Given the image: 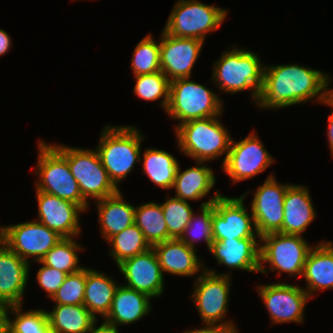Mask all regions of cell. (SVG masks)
Instances as JSON below:
<instances>
[{
	"instance_id": "ba28073f",
	"label": "cell",
	"mask_w": 333,
	"mask_h": 333,
	"mask_svg": "<svg viewBox=\"0 0 333 333\" xmlns=\"http://www.w3.org/2000/svg\"><path fill=\"white\" fill-rule=\"evenodd\" d=\"M314 245L304 235L268 233L260 237V274L302 277L307 255ZM268 266V268H266Z\"/></svg>"
},
{
	"instance_id": "d4e9b609",
	"label": "cell",
	"mask_w": 333,
	"mask_h": 333,
	"mask_svg": "<svg viewBox=\"0 0 333 333\" xmlns=\"http://www.w3.org/2000/svg\"><path fill=\"white\" fill-rule=\"evenodd\" d=\"M117 193L93 202L97 210L99 232L103 241L122 232L134 224L135 207L124 198V193Z\"/></svg>"
},
{
	"instance_id": "603a6c76",
	"label": "cell",
	"mask_w": 333,
	"mask_h": 333,
	"mask_svg": "<svg viewBox=\"0 0 333 333\" xmlns=\"http://www.w3.org/2000/svg\"><path fill=\"white\" fill-rule=\"evenodd\" d=\"M152 298L148 295L119 284L104 323L119 329V326L132 325L151 314Z\"/></svg>"
},
{
	"instance_id": "484cf974",
	"label": "cell",
	"mask_w": 333,
	"mask_h": 333,
	"mask_svg": "<svg viewBox=\"0 0 333 333\" xmlns=\"http://www.w3.org/2000/svg\"><path fill=\"white\" fill-rule=\"evenodd\" d=\"M209 162L196 161L195 165L184 170L179 167L172 189L174 197L192 203L207 198L216 185V174Z\"/></svg>"
},
{
	"instance_id": "74e56055",
	"label": "cell",
	"mask_w": 333,
	"mask_h": 333,
	"mask_svg": "<svg viewBox=\"0 0 333 333\" xmlns=\"http://www.w3.org/2000/svg\"><path fill=\"white\" fill-rule=\"evenodd\" d=\"M86 282V266L68 274L62 285L50 299L54 305H83Z\"/></svg>"
},
{
	"instance_id": "4fadbf2b",
	"label": "cell",
	"mask_w": 333,
	"mask_h": 333,
	"mask_svg": "<svg viewBox=\"0 0 333 333\" xmlns=\"http://www.w3.org/2000/svg\"><path fill=\"white\" fill-rule=\"evenodd\" d=\"M63 237L37 220L1 225V241L31 265L41 261L45 254ZM32 262V263H31Z\"/></svg>"
},
{
	"instance_id": "277c9868",
	"label": "cell",
	"mask_w": 333,
	"mask_h": 333,
	"mask_svg": "<svg viewBox=\"0 0 333 333\" xmlns=\"http://www.w3.org/2000/svg\"><path fill=\"white\" fill-rule=\"evenodd\" d=\"M222 115L194 119L178 125L174 130L177 150L194 162L222 159L224 164L232 135L220 119Z\"/></svg>"
},
{
	"instance_id": "30bf717a",
	"label": "cell",
	"mask_w": 333,
	"mask_h": 333,
	"mask_svg": "<svg viewBox=\"0 0 333 333\" xmlns=\"http://www.w3.org/2000/svg\"><path fill=\"white\" fill-rule=\"evenodd\" d=\"M193 280V291L189 298L202 319V325L238 327L233 319L227 317L232 277L204 270Z\"/></svg>"
},
{
	"instance_id": "7402d4cb",
	"label": "cell",
	"mask_w": 333,
	"mask_h": 333,
	"mask_svg": "<svg viewBox=\"0 0 333 333\" xmlns=\"http://www.w3.org/2000/svg\"><path fill=\"white\" fill-rule=\"evenodd\" d=\"M301 279L306 286H301L315 298L324 290L333 289V241L321 240L309 251Z\"/></svg>"
},
{
	"instance_id": "ee69618b",
	"label": "cell",
	"mask_w": 333,
	"mask_h": 333,
	"mask_svg": "<svg viewBox=\"0 0 333 333\" xmlns=\"http://www.w3.org/2000/svg\"><path fill=\"white\" fill-rule=\"evenodd\" d=\"M99 322H97L93 328L90 330L89 333H119V329L110 326L106 323H104L103 321L101 322V324L98 326Z\"/></svg>"
},
{
	"instance_id": "7c38bea8",
	"label": "cell",
	"mask_w": 333,
	"mask_h": 333,
	"mask_svg": "<svg viewBox=\"0 0 333 333\" xmlns=\"http://www.w3.org/2000/svg\"><path fill=\"white\" fill-rule=\"evenodd\" d=\"M279 282V283H278ZM258 284L256 292L263 302L271 325L304 324V311L311 300L309 294L299 285L280 282Z\"/></svg>"
},
{
	"instance_id": "4316f807",
	"label": "cell",
	"mask_w": 333,
	"mask_h": 333,
	"mask_svg": "<svg viewBox=\"0 0 333 333\" xmlns=\"http://www.w3.org/2000/svg\"><path fill=\"white\" fill-rule=\"evenodd\" d=\"M114 276L94 268L86 267V282L83 305L97 319H103L109 312L116 289L120 282Z\"/></svg>"
},
{
	"instance_id": "f546056e",
	"label": "cell",
	"mask_w": 333,
	"mask_h": 333,
	"mask_svg": "<svg viewBox=\"0 0 333 333\" xmlns=\"http://www.w3.org/2000/svg\"><path fill=\"white\" fill-rule=\"evenodd\" d=\"M221 195L222 192H220L219 189L215 190L213 197H209L208 201L205 199L204 202L198 206L199 212L196 210L193 213L190 222L179 238L189 247L198 250L196 245L202 241L206 244L207 250H210L211 244L214 241L212 233V219L215 211L214 201Z\"/></svg>"
},
{
	"instance_id": "8d00e7d4",
	"label": "cell",
	"mask_w": 333,
	"mask_h": 333,
	"mask_svg": "<svg viewBox=\"0 0 333 333\" xmlns=\"http://www.w3.org/2000/svg\"><path fill=\"white\" fill-rule=\"evenodd\" d=\"M167 223L168 240L180 238L184 229L190 222L194 211L190 202L183 201L174 196H165V202L160 203Z\"/></svg>"
},
{
	"instance_id": "60d3db41",
	"label": "cell",
	"mask_w": 333,
	"mask_h": 333,
	"mask_svg": "<svg viewBox=\"0 0 333 333\" xmlns=\"http://www.w3.org/2000/svg\"><path fill=\"white\" fill-rule=\"evenodd\" d=\"M323 105L330 106L332 108L330 115L327 117V141L330 150V157L333 158V98L329 96L323 103Z\"/></svg>"
},
{
	"instance_id": "836d02e7",
	"label": "cell",
	"mask_w": 333,
	"mask_h": 333,
	"mask_svg": "<svg viewBox=\"0 0 333 333\" xmlns=\"http://www.w3.org/2000/svg\"><path fill=\"white\" fill-rule=\"evenodd\" d=\"M135 85L133 94L142 101L156 102L165 113L169 104L170 80L162 72L133 76Z\"/></svg>"
},
{
	"instance_id": "d590c367",
	"label": "cell",
	"mask_w": 333,
	"mask_h": 333,
	"mask_svg": "<svg viewBox=\"0 0 333 333\" xmlns=\"http://www.w3.org/2000/svg\"><path fill=\"white\" fill-rule=\"evenodd\" d=\"M155 40L152 34H146L132 53L130 69L132 76L151 74L161 71L160 67V35Z\"/></svg>"
},
{
	"instance_id": "ab89813d",
	"label": "cell",
	"mask_w": 333,
	"mask_h": 333,
	"mask_svg": "<svg viewBox=\"0 0 333 333\" xmlns=\"http://www.w3.org/2000/svg\"><path fill=\"white\" fill-rule=\"evenodd\" d=\"M238 327L203 325L200 328L186 329L182 333H239Z\"/></svg>"
},
{
	"instance_id": "ffe728a7",
	"label": "cell",
	"mask_w": 333,
	"mask_h": 333,
	"mask_svg": "<svg viewBox=\"0 0 333 333\" xmlns=\"http://www.w3.org/2000/svg\"><path fill=\"white\" fill-rule=\"evenodd\" d=\"M162 272L177 277H194L204 271V261L198 256L196 249L186 245L179 238H172L152 246ZM198 275V276H197Z\"/></svg>"
},
{
	"instance_id": "b9f144b4",
	"label": "cell",
	"mask_w": 333,
	"mask_h": 333,
	"mask_svg": "<svg viewBox=\"0 0 333 333\" xmlns=\"http://www.w3.org/2000/svg\"><path fill=\"white\" fill-rule=\"evenodd\" d=\"M10 308L11 305L0 298V333H8Z\"/></svg>"
},
{
	"instance_id": "ac0fdd59",
	"label": "cell",
	"mask_w": 333,
	"mask_h": 333,
	"mask_svg": "<svg viewBox=\"0 0 333 333\" xmlns=\"http://www.w3.org/2000/svg\"><path fill=\"white\" fill-rule=\"evenodd\" d=\"M38 215L35 220L63 238L80 237V216L86 213L79 205L55 195L35 190Z\"/></svg>"
},
{
	"instance_id": "cb8c5ba5",
	"label": "cell",
	"mask_w": 333,
	"mask_h": 333,
	"mask_svg": "<svg viewBox=\"0 0 333 333\" xmlns=\"http://www.w3.org/2000/svg\"><path fill=\"white\" fill-rule=\"evenodd\" d=\"M307 186L291 184L285 193L283 234L303 235L309 225L317 219L316 207Z\"/></svg>"
},
{
	"instance_id": "f1b7e54d",
	"label": "cell",
	"mask_w": 333,
	"mask_h": 333,
	"mask_svg": "<svg viewBox=\"0 0 333 333\" xmlns=\"http://www.w3.org/2000/svg\"><path fill=\"white\" fill-rule=\"evenodd\" d=\"M45 309L52 333H89L97 320L84 305H53Z\"/></svg>"
},
{
	"instance_id": "5bb4252c",
	"label": "cell",
	"mask_w": 333,
	"mask_h": 333,
	"mask_svg": "<svg viewBox=\"0 0 333 333\" xmlns=\"http://www.w3.org/2000/svg\"><path fill=\"white\" fill-rule=\"evenodd\" d=\"M251 189L240 196L229 197L223 194L214 201L212 219L213 240L260 238L257 233L251 209L245 199Z\"/></svg>"
},
{
	"instance_id": "d6986e66",
	"label": "cell",
	"mask_w": 333,
	"mask_h": 333,
	"mask_svg": "<svg viewBox=\"0 0 333 333\" xmlns=\"http://www.w3.org/2000/svg\"><path fill=\"white\" fill-rule=\"evenodd\" d=\"M125 286L148 295L162 297L165 292V276L153 247L117 265Z\"/></svg>"
},
{
	"instance_id": "e0dca14e",
	"label": "cell",
	"mask_w": 333,
	"mask_h": 333,
	"mask_svg": "<svg viewBox=\"0 0 333 333\" xmlns=\"http://www.w3.org/2000/svg\"><path fill=\"white\" fill-rule=\"evenodd\" d=\"M160 34L161 71L170 82L190 78L205 42L194 38L175 37L163 30Z\"/></svg>"
},
{
	"instance_id": "9a60e30c",
	"label": "cell",
	"mask_w": 333,
	"mask_h": 333,
	"mask_svg": "<svg viewBox=\"0 0 333 333\" xmlns=\"http://www.w3.org/2000/svg\"><path fill=\"white\" fill-rule=\"evenodd\" d=\"M276 179L275 175L270 173L265 181L253 190L249 209L260 237L268 233H282L284 198L292 183H280Z\"/></svg>"
},
{
	"instance_id": "44dd1931",
	"label": "cell",
	"mask_w": 333,
	"mask_h": 333,
	"mask_svg": "<svg viewBox=\"0 0 333 333\" xmlns=\"http://www.w3.org/2000/svg\"><path fill=\"white\" fill-rule=\"evenodd\" d=\"M30 264L0 241V298L11 306L23 305Z\"/></svg>"
},
{
	"instance_id": "6da1fadb",
	"label": "cell",
	"mask_w": 333,
	"mask_h": 333,
	"mask_svg": "<svg viewBox=\"0 0 333 333\" xmlns=\"http://www.w3.org/2000/svg\"><path fill=\"white\" fill-rule=\"evenodd\" d=\"M332 76L300 63L265 64L263 86L255 106L276 111L309 102L322 104L330 96Z\"/></svg>"
},
{
	"instance_id": "7bdbcfd3",
	"label": "cell",
	"mask_w": 333,
	"mask_h": 333,
	"mask_svg": "<svg viewBox=\"0 0 333 333\" xmlns=\"http://www.w3.org/2000/svg\"><path fill=\"white\" fill-rule=\"evenodd\" d=\"M12 43L10 34L0 28V57L10 52Z\"/></svg>"
},
{
	"instance_id": "4dcf8cb0",
	"label": "cell",
	"mask_w": 333,
	"mask_h": 333,
	"mask_svg": "<svg viewBox=\"0 0 333 333\" xmlns=\"http://www.w3.org/2000/svg\"><path fill=\"white\" fill-rule=\"evenodd\" d=\"M134 224L143 232L145 240L151 247L168 240L167 223L162 206L156 201H148L135 207Z\"/></svg>"
},
{
	"instance_id": "d6a6232c",
	"label": "cell",
	"mask_w": 333,
	"mask_h": 333,
	"mask_svg": "<svg viewBox=\"0 0 333 333\" xmlns=\"http://www.w3.org/2000/svg\"><path fill=\"white\" fill-rule=\"evenodd\" d=\"M110 251L107 254L113 258L117 266L125 259L136 256L151 248L145 240L143 232L136 224L130 225L122 232L112 236L107 242Z\"/></svg>"
},
{
	"instance_id": "52a82bcc",
	"label": "cell",
	"mask_w": 333,
	"mask_h": 333,
	"mask_svg": "<svg viewBox=\"0 0 333 333\" xmlns=\"http://www.w3.org/2000/svg\"><path fill=\"white\" fill-rule=\"evenodd\" d=\"M68 161L70 172L78 182L82 197L91 205L111 196L119 189L111 181L95 148L68 146L51 143Z\"/></svg>"
},
{
	"instance_id": "e575fe53",
	"label": "cell",
	"mask_w": 333,
	"mask_h": 333,
	"mask_svg": "<svg viewBox=\"0 0 333 333\" xmlns=\"http://www.w3.org/2000/svg\"><path fill=\"white\" fill-rule=\"evenodd\" d=\"M24 308L23 305L11 306L8 333H52L45 308L27 311Z\"/></svg>"
},
{
	"instance_id": "5b68a950",
	"label": "cell",
	"mask_w": 333,
	"mask_h": 333,
	"mask_svg": "<svg viewBox=\"0 0 333 333\" xmlns=\"http://www.w3.org/2000/svg\"><path fill=\"white\" fill-rule=\"evenodd\" d=\"M181 78L170 82L169 104L165 112L173 129L184 122L222 115L224 99L213 90L194 79Z\"/></svg>"
},
{
	"instance_id": "8992f818",
	"label": "cell",
	"mask_w": 333,
	"mask_h": 333,
	"mask_svg": "<svg viewBox=\"0 0 333 333\" xmlns=\"http://www.w3.org/2000/svg\"><path fill=\"white\" fill-rule=\"evenodd\" d=\"M37 142V162L34 172L37 177L34 188L69 200L79 205L85 212L90 204L82 197L78 182L70 172L67 159L48 141ZM48 142V143H47Z\"/></svg>"
},
{
	"instance_id": "9c48e42d",
	"label": "cell",
	"mask_w": 333,
	"mask_h": 333,
	"mask_svg": "<svg viewBox=\"0 0 333 333\" xmlns=\"http://www.w3.org/2000/svg\"><path fill=\"white\" fill-rule=\"evenodd\" d=\"M228 12L227 8L199 0H176L163 31L175 37L205 42L207 35L218 30L227 20Z\"/></svg>"
},
{
	"instance_id": "8fae6325",
	"label": "cell",
	"mask_w": 333,
	"mask_h": 333,
	"mask_svg": "<svg viewBox=\"0 0 333 333\" xmlns=\"http://www.w3.org/2000/svg\"><path fill=\"white\" fill-rule=\"evenodd\" d=\"M259 137L253 130L239 141L232 137L226 160L221 166L232 185L253 179L275 163L276 158Z\"/></svg>"
},
{
	"instance_id": "83f0119b",
	"label": "cell",
	"mask_w": 333,
	"mask_h": 333,
	"mask_svg": "<svg viewBox=\"0 0 333 333\" xmlns=\"http://www.w3.org/2000/svg\"><path fill=\"white\" fill-rule=\"evenodd\" d=\"M142 174L160 189L171 191L180 163L176 156L166 150L145 148L141 152Z\"/></svg>"
},
{
	"instance_id": "f6af8a7d",
	"label": "cell",
	"mask_w": 333,
	"mask_h": 333,
	"mask_svg": "<svg viewBox=\"0 0 333 333\" xmlns=\"http://www.w3.org/2000/svg\"><path fill=\"white\" fill-rule=\"evenodd\" d=\"M330 96L333 98V87L330 88Z\"/></svg>"
},
{
	"instance_id": "f35d334b",
	"label": "cell",
	"mask_w": 333,
	"mask_h": 333,
	"mask_svg": "<svg viewBox=\"0 0 333 333\" xmlns=\"http://www.w3.org/2000/svg\"><path fill=\"white\" fill-rule=\"evenodd\" d=\"M36 264H40L41 267L37 270L35 279H37L38 286L46 292L47 298L51 299L68 274L53 267H48L41 261H36Z\"/></svg>"
},
{
	"instance_id": "2e32d148",
	"label": "cell",
	"mask_w": 333,
	"mask_h": 333,
	"mask_svg": "<svg viewBox=\"0 0 333 333\" xmlns=\"http://www.w3.org/2000/svg\"><path fill=\"white\" fill-rule=\"evenodd\" d=\"M217 262V266L227 267V271L218 272L216 267L209 268L204 262V270L217 275L231 276L232 270L259 273L260 238L214 240L208 251Z\"/></svg>"
},
{
	"instance_id": "3957f363",
	"label": "cell",
	"mask_w": 333,
	"mask_h": 333,
	"mask_svg": "<svg viewBox=\"0 0 333 333\" xmlns=\"http://www.w3.org/2000/svg\"><path fill=\"white\" fill-rule=\"evenodd\" d=\"M145 136L135 125L106 124L101 130L95 149L111 181L119 190L123 180L140 163Z\"/></svg>"
},
{
	"instance_id": "7a4b0ae2",
	"label": "cell",
	"mask_w": 333,
	"mask_h": 333,
	"mask_svg": "<svg viewBox=\"0 0 333 333\" xmlns=\"http://www.w3.org/2000/svg\"><path fill=\"white\" fill-rule=\"evenodd\" d=\"M224 50L212 63V74L209 82L215 84L220 93L235 95L248 91L251 103L255 105L263 86L264 62L258 53L242 48L237 44ZM247 48V49H246ZM263 63V64H262Z\"/></svg>"
},
{
	"instance_id": "1f68e13d",
	"label": "cell",
	"mask_w": 333,
	"mask_h": 333,
	"mask_svg": "<svg viewBox=\"0 0 333 333\" xmlns=\"http://www.w3.org/2000/svg\"><path fill=\"white\" fill-rule=\"evenodd\" d=\"M76 238H62L53 248H51L41 262L48 267H53L67 274L78 272L85 266L80 264L79 253L84 252L86 247ZM85 249V250H84Z\"/></svg>"
}]
</instances>
